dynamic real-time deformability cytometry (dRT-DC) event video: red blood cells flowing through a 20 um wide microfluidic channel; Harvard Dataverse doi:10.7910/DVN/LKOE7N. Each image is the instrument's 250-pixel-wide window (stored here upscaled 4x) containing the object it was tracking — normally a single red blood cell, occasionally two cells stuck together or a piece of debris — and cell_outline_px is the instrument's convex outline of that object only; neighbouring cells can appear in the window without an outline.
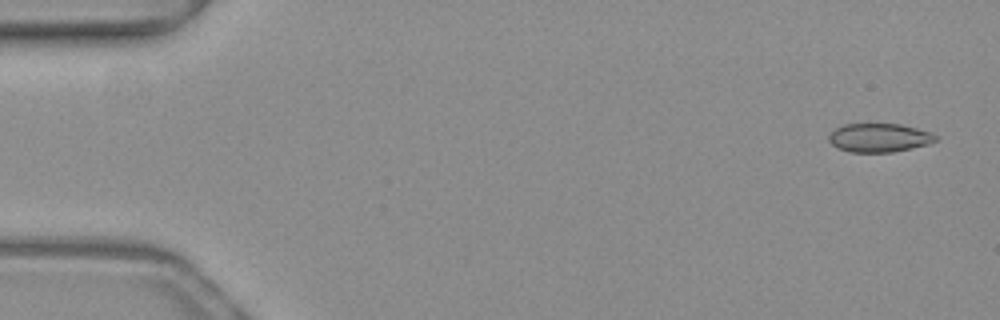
{"species": "common noctule bat (a hibernating species)", "species_latin": "Nyctalus noctula", "temperature_condition": "warm", "stored_images_in_passage": 51, "camera_frame_rate_fps": 3000, "um_per_image_px": 0.085, "animal": {"sex": "female", "body_mass_g": 19.3, "forearm_length_mm": 54.1}, "frame": {"image": 1, "passage_image": 2, "time_ms": 0.333, "image_size_px": [1000, 320], "cell_outline_px": [[936, 140], [928, 144], [912, 148], [892, 152], [848, 152], [832, 144], [828, 140], [828, 136], [836, 128], [844, 124], [900, 124], [916, 128], [928, 132], [936, 136]], "centroid_in_image_um": [74.7, 11.71], "position_along_channel_um": 10.3, "area_um2": 17.63}}
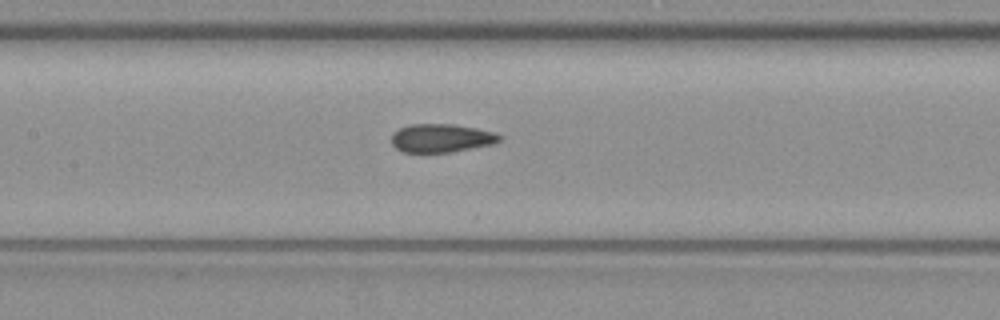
{"frame": {"image": 2, "passage_image": 24, "time_ms": 7.667, "image_size_px": [1000, 320], "cell_outline_px": [[504, 136], [500, 140], [492, 144], [452, 152], [400, 152], [392, 144], [392, 132], [400, 128], [412, 124], [452, 124], [476, 128], [492, 132]], "centroid_in_image_um": [37.49, 11.74], "position_along_channel_um": 169.9, "area_um2": 17.86}}
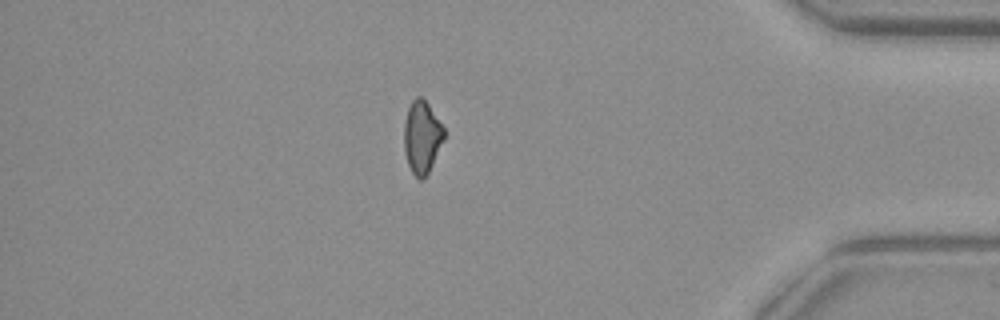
{"frame": {"image": 3, "passage_image": 44, "time_ms": 14.333, "image_size_px": [1000, 320], "cell_outline_px": [[444, 140], [424, 180], [420, 180], [412, 172], [408, 164], [404, 152], [404, 124], [408, 108], [412, 100], [416, 96], [420, 96], [428, 104], [444, 128]], "centroid_in_image_um": [35.85, 11.66], "position_along_channel_um": 399.3, "area_um2": 16.76}, "authors_computed_cell_mechanics": {"area_um2": 18.207, "velocity_mm_per_s": 4.0206, "shape_relaxation_time_tau1_ms": null, "shape_relaxation_time_tau2_ms": 4.0721, "deformation_change_tau1": null, "deformation_change_tau2": 0.0782}}